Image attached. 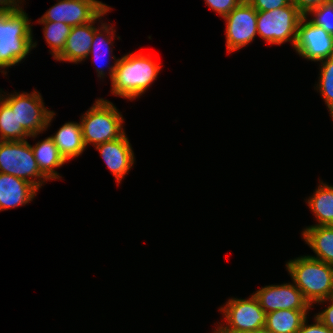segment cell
<instances>
[{
	"instance_id": "obj_1",
	"label": "cell",
	"mask_w": 333,
	"mask_h": 333,
	"mask_svg": "<svg viewBox=\"0 0 333 333\" xmlns=\"http://www.w3.org/2000/svg\"><path fill=\"white\" fill-rule=\"evenodd\" d=\"M161 64L153 61L149 54L127 53L119 58L111 80V94L128 100L140 98L157 79Z\"/></svg>"
},
{
	"instance_id": "obj_2",
	"label": "cell",
	"mask_w": 333,
	"mask_h": 333,
	"mask_svg": "<svg viewBox=\"0 0 333 333\" xmlns=\"http://www.w3.org/2000/svg\"><path fill=\"white\" fill-rule=\"evenodd\" d=\"M31 20L21 10L0 13V68L8 69L21 63L36 48Z\"/></svg>"
},
{
	"instance_id": "obj_3",
	"label": "cell",
	"mask_w": 333,
	"mask_h": 333,
	"mask_svg": "<svg viewBox=\"0 0 333 333\" xmlns=\"http://www.w3.org/2000/svg\"><path fill=\"white\" fill-rule=\"evenodd\" d=\"M293 283L313 307L321 300L333 297V266L309 255L286 262Z\"/></svg>"
},
{
	"instance_id": "obj_4",
	"label": "cell",
	"mask_w": 333,
	"mask_h": 333,
	"mask_svg": "<svg viewBox=\"0 0 333 333\" xmlns=\"http://www.w3.org/2000/svg\"><path fill=\"white\" fill-rule=\"evenodd\" d=\"M80 118L86 147L113 141L125 133L124 118L109 100L98 98Z\"/></svg>"
},
{
	"instance_id": "obj_5",
	"label": "cell",
	"mask_w": 333,
	"mask_h": 333,
	"mask_svg": "<svg viewBox=\"0 0 333 333\" xmlns=\"http://www.w3.org/2000/svg\"><path fill=\"white\" fill-rule=\"evenodd\" d=\"M0 98L15 111L18 127H23L32 138L46 131L55 116L54 111L45 107L40 92L34 90L32 93L13 92L1 94Z\"/></svg>"
},
{
	"instance_id": "obj_6",
	"label": "cell",
	"mask_w": 333,
	"mask_h": 333,
	"mask_svg": "<svg viewBox=\"0 0 333 333\" xmlns=\"http://www.w3.org/2000/svg\"><path fill=\"white\" fill-rule=\"evenodd\" d=\"M220 312L225 318L212 333H249L265 328L266 312L252 294L249 298H230Z\"/></svg>"
},
{
	"instance_id": "obj_7",
	"label": "cell",
	"mask_w": 333,
	"mask_h": 333,
	"mask_svg": "<svg viewBox=\"0 0 333 333\" xmlns=\"http://www.w3.org/2000/svg\"><path fill=\"white\" fill-rule=\"evenodd\" d=\"M0 173L24 179L38 190L48 181L40 172L27 140L0 141Z\"/></svg>"
},
{
	"instance_id": "obj_8",
	"label": "cell",
	"mask_w": 333,
	"mask_h": 333,
	"mask_svg": "<svg viewBox=\"0 0 333 333\" xmlns=\"http://www.w3.org/2000/svg\"><path fill=\"white\" fill-rule=\"evenodd\" d=\"M303 14L291 3L272 11L257 13V33L270 45L290 42L294 48Z\"/></svg>"
},
{
	"instance_id": "obj_9",
	"label": "cell",
	"mask_w": 333,
	"mask_h": 333,
	"mask_svg": "<svg viewBox=\"0 0 333 333\" xmlns=\"http://www.w3.org/2000/svg\"><path fill=\"white\" fill-rule=\"evenodd\" d=\"M257 13L251 4L244 0L224 17L228 53L238 51L253 42L258 35Z\"/></svg>"
},
{
	"instance_id": "obj_10",
	"label": "cell",
	"mask_w": 333,
	"mask_h": 333,
	"mask_svg": "<svg viewBox=\"0 0 333 333\" xmlns=\"http://www.w3.org/2000/svg\"><path fill=\"white\" fill-rule=\"evenodd\" d=\"M307 18L300 20L294 50L306 60L321 62L333 56V35Z\"/></svg>"
},
{
	"instance_id": "obj_11",
	"label": "cell",
	"mask_w": 333,
	"mask_h": 333,
	"mask_svg": "<svg viewBox=\"0 0 333 333\" xmlns=\"http://www.w3.org/2000/svg\"><path fill=\"white\" fill-rule=\"evenodd\" d=\"M38 21L66 23L71 27L93 21L108 5L98 0H57Z\"/></svg>"
},
{
	"instance_id": "obj_12",
	"label": "cell",
	"mask_w": 333,
	"mask_h": 333,
	"mask_svg": "<svg viewBox=\"0 0 333 333\" xmlns=\"http://www.w3.org/2000/svg\"><path fill=\"white\" fill-rule=\"evenodd\" d=\"M260 307L267 313L277 310H311L312 306L304 298L294 283L267 285L253 294Z\"/></svg>"
},
{
	"instance_id": "obj_13",
	"label": "cell",
	"mask_w": 333,
	"mask_h": 333,
	"mask_svg": "<svg viewBox=\"0 0 333 333\" xmlns=\"http://www.w3.org/2000/svg\"><path fill=\"white\" fill-rule=\"evenodd\" d=\"M111 9L110 6H107L93 21L72 27L65 48L55 60L78 64L88 59L96 29L94 24L97 20L100 21L102 16L107 15Z\"/></svg>"
},
{
	"instance_id": "obj_14",
	"label": "cell",
	"mask_w": 333,
	"mask_h": 333,
	"mask_svg": "<svg viewBox=\"0 0 333 333\" xmlns=\"http://www.w3.org/2000/svg\"><path fill=\"white\" fill-rule=\"evenodd\" d=\"M95 149L99 151L119 185L135 162L134 151L127 135L124 133L118 139L98 144Z\"/></svg>"
},
{
	"instance_id": "obj_15",
	"label": "cell",
	"mask_w": 333,
	"mask_h": 333,
	"mask_svg": "<svg viewBox=\"0 0 333 333\" xmlns=\"http://www.w3.org/2000/svg\"><path fill=\"white\" fill-rule=\"evenodd\" d=\"M38 191L34 185L24 179L0 173V211L30 203Z\"/></svg>"
},
{
	"instance_id": "obj_16",
	"label": "cell",
	"mask_w": 333,
	"mask_h": 333,
	"mask_svg": "<svg viewBox=\"0 0 333 333\" xmlns=\"http://www.w3.org/2000/svg\"><path fill=\"white\" fill-rule=\"evenodd\" d=\"M100 28V29H99ZM97 27L95 29L94 32V37H93V42H92V46L89 52V56L90 54L92 55L93 61L97 64H101L96 67V71H97V76L100 77V79L105 78V74L106 71H104V66L108 67L109 71V76L110 79L112 80L115 74V69H116V63L119 60V58L116 59L115 56H112V46H113V40H115V29L113 28V26H110V24L108 25L107 23H103L101 22V26ZM109 56V57H107ZM107 58V60H106ZM108 58L110 60V58H112L114 61V65L110 66V62L108 61ZM106 60V61H105ZM102 62V63H101ZM106 62V63H105ZM108 62V63H107ZM105 63V64H104ZM103 64V65H102ZM109 66H108V65Z\"/></svg>"
},
{
	"instance_id": "obj_17",
	"label": "cell",
	"mask_w": 333,
	"mask_h": 333,
	"mask_svg": "<svg viewBox=\"0 0 333 333\" xmlns=\"http://www.w3.org/2000/svg\"><path fill=\"white\" fill-rule=\"evenodd\" d=\"M50 137L66 162L78 157L86 149L80 122H66Z\"/></svg>"
},
{
	"instance_id": "obj_18",
	"label": "cell",
	"mask_w": 333,
	"mask_h": 333,
	"mask_svg": "<svg viewBox=\"0 0 333 333\" xmlns=\"http://www.w3.org/2000/svg\"><path fill=\"white\" fill-rule=\"evenodd\" d=\"M303 240L313 250V258L333 266V225L308 226L302 231Z\"/></svg>"
},
{
	"instance_id": "obj_19",
	"label": "cell",
	"mask_w": 333,
	"mask_h": 333,
	"mask_svg": "<svg viewBox=\"0 0 333 333\" xmlns=\"http://www.w3.org/2000/svg\"><path fill=\"white\" fill-rule=\"evenodd\" d=\"M34 158L37 162L40 172L50 181L60 179V174L55 171L66 163L65 159L59 153L51 137L38 141L34 146L31 145Z\"/></svg>"
},
{
	"instance_id": "obj_20",
	"label": "cell",
	"mask_w": 333,
	"mask_h": 333,
	"mask_svg": "<svg viewBox=\"0 0 333 333\" xmlns=\"http://www.w3.org/2000/svg\"><path fill=\"white\" fill-rule=\"evenodd\" d=\"M319 182L313 195L306 200L318 222L311 226L333 225V185Z\"/></svg>"
},
{
	"instance_id": "obj_21",
	"label": "cell",
	"mask_w": 333,
	"mask_h": 333,
	"mask_svg": "<svg viewBox=\"0 0 333 333\" xmlns=\"http://www.w3.org/2000/svg\"><path fill=\"white\" fill-rule=\"evenodd\" d=\"M310 310H277L266 314L265 328L272 333H297Z\"/></svg>"
},
{
	"instance_id": "obj_22",
	"label": "cell",
	"mask_w": 333,
	"mask_h": 333,
	"mask_svg": "<svg viewBox=\"0 0 333 333\" xmlns=\"http://www.w3.org/2000/svg\"><path fill=\"white\" fill-rule=\"evenodd\" d=\"M31 135L18 127L15 111L0 98V141L27 140Z\"/></svg>"
},
{
	"instance_id": "obj_23",
	"label": "cell",
	"mask_w": 333,
	"mask_h": 333,
	"mask_svg": "<svg viewBox=\"0 0 333 333\" xmlns=\"http://www.w3.org/2000/svg\"><path fill=\"white\" fill-rule=\"evenodd\" d=\"M43 24V32L46 43L50 46V53L56 59L65 48L67 37L72 29L66 23H57L51 21H37Z\"/></svg>"
},
{
	"instance_id": "obj_24",
	"label": "cell",
	"mask_w": 333,
	"mask_h": 333,
	"mask_svg": "<svg viewBox=\"0 0 333 333\" xmlns=\"http://www.w3.org/2000/svg\"><path fill=\"white\" fill-rule=\"evenodd\" d=\"M319 82L316 84V90L320 93L329 109L333 120V56L320 62Z\"/></svg>"
},
{
	"instance_id": "obj_25",
	"label": "cell",
	"mask_w": 333,
	"mask_h": 333,
	"mask_svg": "<svg viewBox=\"0 0 333 333\" xmlns=\"http://www.w3.org/2000/svg\"><path fill=\"white\" fill-rule=\"evenodd\" d=\"M313 18L309 20L326 32L333 35V1L312 9L306 16Z\"/></svg>"
},
{
	"instance_id": "obj_26",
	"label": "cell",
	"mask_w": 333,
	"mask_h": 333,
	"mask_svg": "<svg viewBox=\"0 0 333 333\" xmlns=\"http://www.w3.org/2000/svg\"><path fill=\"white\" fill-rule=\"evenodd\" d=\"M244 0H204L206 5L217 12L222 18L227 16L235 7Z\"/></svg>"
},
{
	"instance_id": "obj_27",
	"label": "cell",
	"mask_w": 333,
	"mask_h": 333,
	"mask_svg": "<svg viewBox=\"0 0 333 333\" xmlns=\"http://www.w3.org/2000/svg\"><path fill=\"white\" fill-rule=\"evenodd\" d=\"M257 12L272 11L281 7L288 6L292 3L291 0H246Z\"/></svg>"
},
{
	"instance_id": "obj_28",
	"label": "cell",
	"mask_w": 333,
	"mask_h": 333,
	"mask_svg": "<svg viewBox=\"0 0 333 333\" xmlns=\"http://www.w3.org/2000/svg\"><path fill=\"white\" fill-rule=\"evenodd\" d=\"M329 302V305L327 308L322 310L321 312L317 313L315 316L325 325L327 326L330 330L333 331V297L326 299V300H321L317 302L316 304H323Z\"/></svg>"
},
{
	"instance_id": "obj_29",
	"label": "cell",
	"mask_w": 333,
	"mask_h": 333,
	"mask_svg": "<svg viewBox=\"0 0 333 333\" xmlns=\"http://www.w3.org/2000/svg\"><path fill=\"white\" fill-rule=\"evenodd\" d=\"M313 324H308L306 318L297 333H333L327 326H325L315 315Z\"/></svg>"
},
{
	"instance_id": "obj_30",
	"label": "cell",
	"mask_w": 333,
	"mask_h": 333,
	"mask_svg": "<svg viewBox=\"0 0 333 333\" xmlns=\"http://www.w3.org/2000/svg\"><path fill=\"white\" fill-rule=\"evenodd\" d=\"M292 4L306 16L312 9H315L323 4L330 3L333 0H291Z\"/></svg>"
},
{
	"instance_id": "obj_31",
	"label": "cell",
	"mask_w": 333,
	"mask_h": 333,
	"mask_svg": "<svg viewBox=\"0 0 333 333\" xmlns=\"http://www.w3.org/2000/svg\"><path fill=\"white\" fill-rule=\"evenodd\" d=\"M22 2V0H0V13L21 10L22 6L20 5H22Z\"/></svg>"
},
{
	"instance_id": "obj_32",
	"label": "cell",
	"mask_w": 333,
	"mask_h": 333,
	"mask_svg": "<svg viewBox=\"0 0 333 333\" xmlns=\"http://www.w3.org/2000/svg\"><path fill=\"white\" fill-rule=\"evenodd\" d=\"M249 333H272V332L267 330L266 328H262V329L256 330L254 332H249Z\"/></svg>"
}]
</instances>
